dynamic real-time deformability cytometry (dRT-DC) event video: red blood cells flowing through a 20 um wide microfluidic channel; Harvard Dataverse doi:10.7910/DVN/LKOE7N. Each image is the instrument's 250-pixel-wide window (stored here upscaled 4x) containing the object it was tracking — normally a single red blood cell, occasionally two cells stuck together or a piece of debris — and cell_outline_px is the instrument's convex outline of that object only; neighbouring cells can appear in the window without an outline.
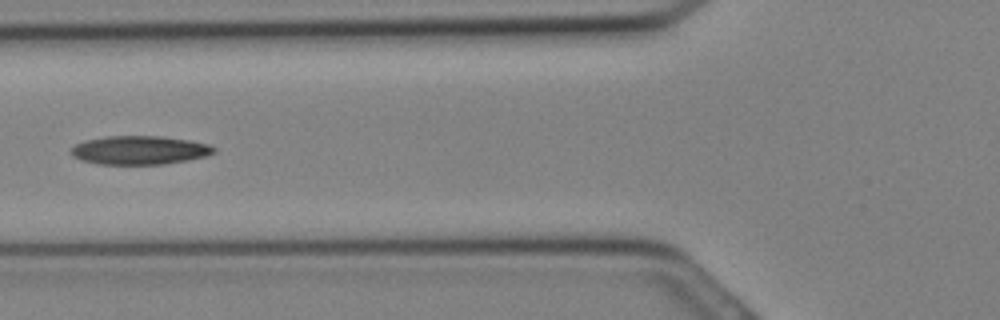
{"species": "Egyptian fruit bat (a non-hibernating species)", "species_latin": "Rousettus aegyptiacus", "temperature_condition": "cold", "stored_images_in_passage": 13, "camera_frame_rate_fps": 3000, "um_per_image_px": 0.085, "animal": {"sex": "female"}, "frame": {"image": 1, "passage_image": 10, "time_ms": 3.0, "image_size_px": [1000, 320], "cell_outline_px": [[216, 152], [208, 156], [188, 160], [164, 164], [100, 164], [84, 160], [72, 156], [68, 152], [76, 144], [84, 140], [108, 136], [160, 136], [188, 140], [208, 144], [216, 148]], "centroid_in_image_um": [11.88, 12.76], "position_along_channel_um": 113.9, "area_um2": 23.87}}
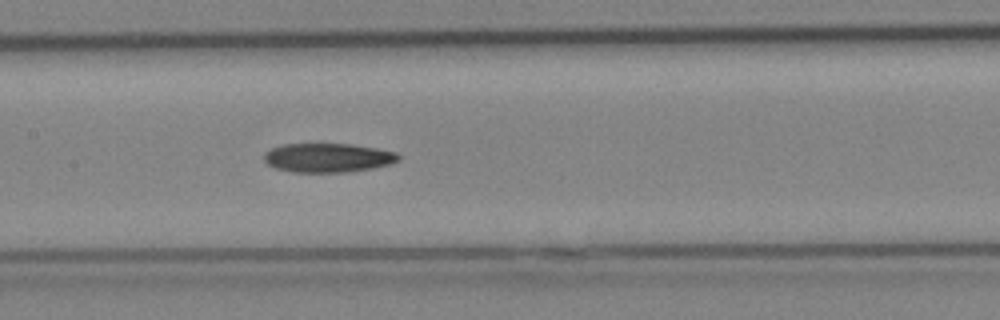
{"frame": {"image": 2, "passage_image": 13, "time_ms": 4.0, "image_size_px": [1000, 320], "cell_outline_px": [[400, 160], [392, 164], [372, 168], [348, 172], [292, 172], [276, 168], [268, 164], [264, 160], [264, 152], [272, 148], [284, 144], [352, 144], [376, 148], [396, 152], [400, 156]], "centroid_in_image_um": [27.89, 13.41], "position_along_channel_um": 179.5, "area_um2": 22.83}}